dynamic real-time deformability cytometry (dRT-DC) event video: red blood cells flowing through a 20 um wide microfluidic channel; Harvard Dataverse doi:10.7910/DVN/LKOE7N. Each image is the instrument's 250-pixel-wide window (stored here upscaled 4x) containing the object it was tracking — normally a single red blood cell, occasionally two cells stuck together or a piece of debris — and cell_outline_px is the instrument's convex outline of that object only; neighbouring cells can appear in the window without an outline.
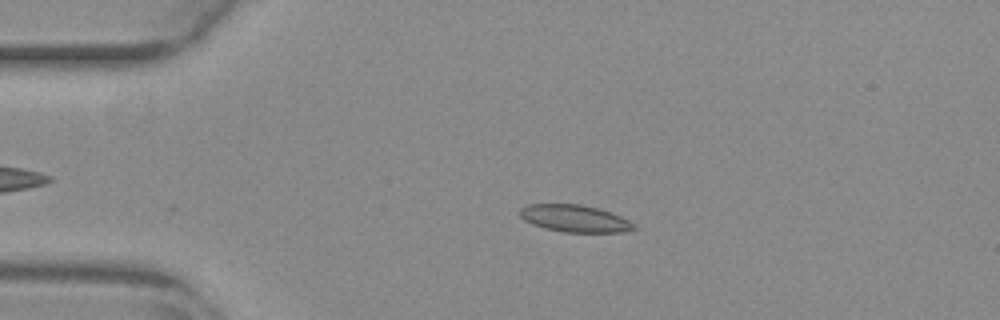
{"species": "common noctule bat (a hibernating species)", "species_latin": "Nyctalus noctula", "temperature_condition": "warm", "stored_images_in_passage": 18, "camera_frame_rate_fps": 3000, "um_per_image_px": 0.085, "animal": {"sex": "female", "body_mass_g": 29.2, "forearm_length_mm": 56.3}, "frame": {"image": 1, "passage_image": 12, "time_ms": 3.667, "image_size_px": [1000, 320], "cell_outline_px": [[636, 228], [624, 232], [564, 232], [544, 228], [532, 224], [524, 220], [520, 216], [520, 208], [528, 204], [580, 204], [596, 208], [620, 216], [636, 224]], "centroid_in_image_um": [48.83, 18.57], "position_along_channel_um": 36.2, "area_um2": 17.92}}